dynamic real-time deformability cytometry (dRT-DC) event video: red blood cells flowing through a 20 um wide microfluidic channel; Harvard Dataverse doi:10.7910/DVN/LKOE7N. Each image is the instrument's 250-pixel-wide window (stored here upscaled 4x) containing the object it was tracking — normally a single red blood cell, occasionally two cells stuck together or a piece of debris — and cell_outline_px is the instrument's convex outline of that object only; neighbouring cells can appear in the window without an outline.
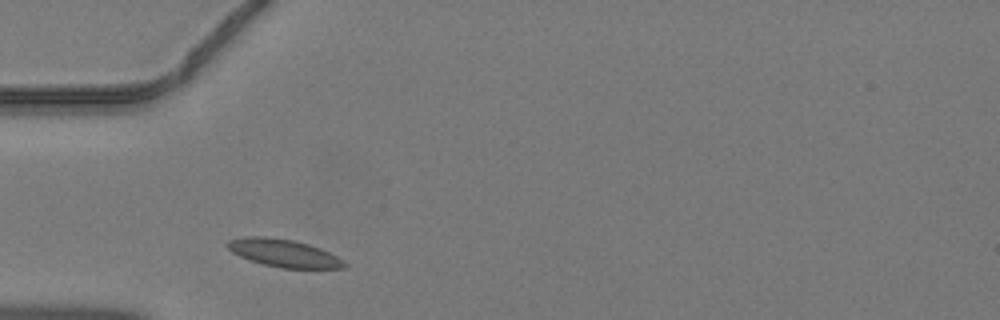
{"species": "common noctule bat (a hibernating species)", "species_latin": "Nyctalus noctula", "temperature_condition": "warm", "stored_images_in_passage": 24, "camera_frame_rate_fps": 3000, "um_per_image_px": 0.085, "animal": {"sex": "male", "body_mass_g": 19.2, "forearm_length_mm": 51.8}, "frame": {"image": 1, "passage_image": 1, "time_ms": 0.0, "image_size_px": [1000, 320], "cell_outline_px": [[348, 264], [344, 268], [280, 268], [264, 264], [240, 256], [232, 252], [224, 244], [228, 240], [244, 236], [264, 236], [292, 240], [308, 244], [320, 248], [344, 260]], "centroid_in_image_um": [24.1, 21.5], "position_along_channel_um": 60.9, "area_um2": 18.79}}
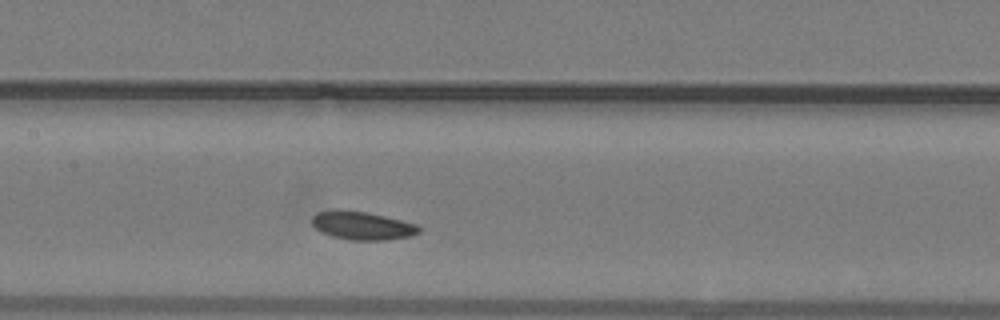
{"frame": {"image": 2, "passage_image": 9, "time_ms": 2.667, "image_size_px": [1000, 320], "cell_outline_px": [[420, 232], [412, 236], [384, 240], [348, 240], [332, 236], [320, 232], [312, 224], [312, 216], [316, 212], [332, 208], [340, 208], [364, 212], [384, 216], [420, 224]], "centroid_in_image_um": [30.76, 19.16], "position_along_channel_um": 176.6, "area_um2": 18.03}}
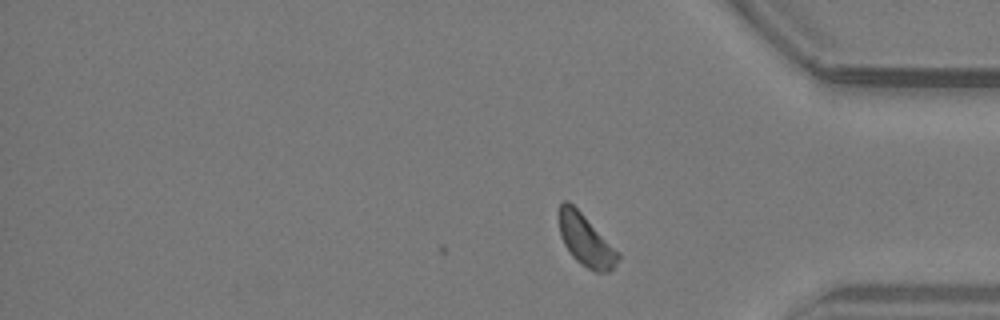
{"frame": {"image": 3, "passage_image": 24, "time_ms": 7.667, "image_size_px": [1000, 320], "cell_outline_px": [[620, 260], [608, 272], [596, 272], [580, 264], [572, 256], [564, 244], [560, 236], [556, 216], [556, 212], [560, 204], [564, 200], [568, 200], [620, 252]], "centroid_in_image_um": [49.75, 20.4], "position_along_channel_um": 385.5, "area_um2": 18.03}}